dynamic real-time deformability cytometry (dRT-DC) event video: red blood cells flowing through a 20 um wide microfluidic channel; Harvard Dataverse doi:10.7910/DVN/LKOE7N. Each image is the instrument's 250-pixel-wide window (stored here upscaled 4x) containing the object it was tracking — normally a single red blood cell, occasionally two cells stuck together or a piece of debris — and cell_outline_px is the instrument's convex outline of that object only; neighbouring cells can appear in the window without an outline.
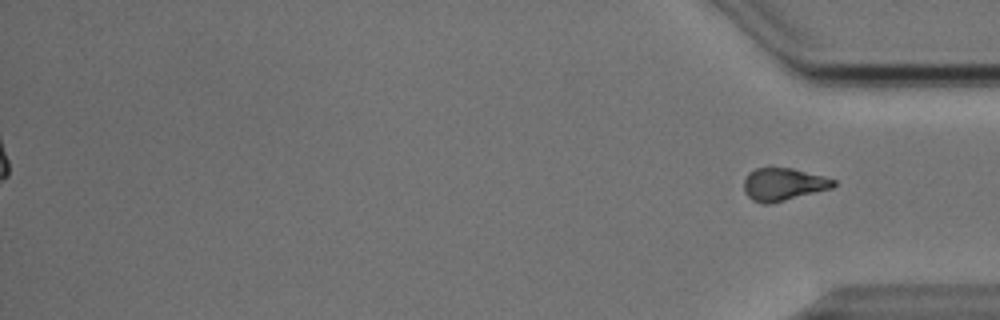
{"species": "Egyptian fruit bat (a non-hibernating species)", "species_latin": "Rousettus aegyptiacus", "temperature_condition": "cold", "stored_images_in_passage": 39, "segment_of_instrument_passage": [2, 2], "camera_frame_rate_fps": 3000, "um_per_image_px": 0.085, "animal": {"sex": "male"}, "frame": {"image": 1, "passage_image": 39, "time_ms": 12.667, "image_size_px": [1000, 320], "cell_outline_px": [[836, 184], [832, 188], [768, 204], [760, 204], [752, 200], [744, 192], [744, 180], [748, 172], [756, 168], [792, 168], [824, 176], [836, 180]], "centroid_in_image_um": [66.56, 15.66], "position_along_channel_um": 368.6, "area_um2": 16.99}}